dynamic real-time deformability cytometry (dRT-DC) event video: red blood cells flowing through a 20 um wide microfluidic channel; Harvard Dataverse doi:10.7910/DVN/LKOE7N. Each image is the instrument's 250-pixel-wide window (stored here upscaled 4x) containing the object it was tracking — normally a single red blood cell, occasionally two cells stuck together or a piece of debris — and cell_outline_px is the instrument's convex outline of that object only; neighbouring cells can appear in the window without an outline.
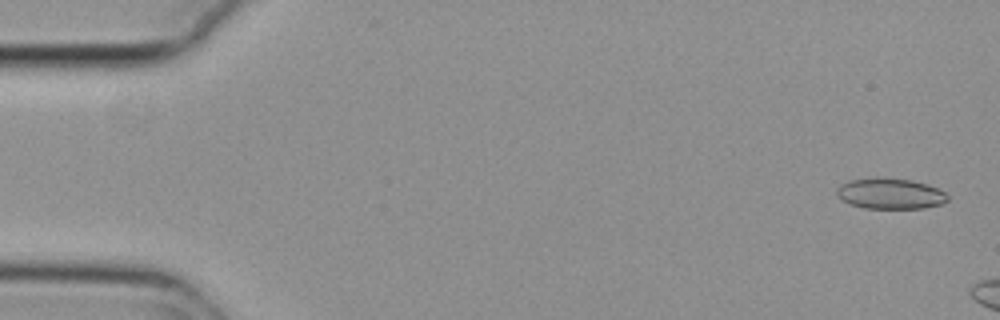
{"species": "common noctule bat (a hibernating species)", "species_latin": "Nyctalus noctula", "temperature_condition": "cold", "stored_images_in_passage": 7, "camera_frame_rate_fps": 3000, "um_per_image_px": 0.085, "animal": {"sex": "female", "body_mass_g": 29.2, "forearm_length_mm": 56.3}, "frame": {"image": 1, "passage_image": 2, "time_ms": 0.333, "image_size_px": [1000, 320], "cell_outline_px": [[948, 200], [940, 204], [924, 208], [864, 208], [848, 204], [840, 200], [836, 192], [836, 188], [840, 184], [848, 180], [876, 176], [912, 180], [928, 184], [944, 192], [948, 196]], "centroid_in_image_um": [75.6, 16.44], "position_along_channel_um": 9.4, "area_um2": 20.23}}